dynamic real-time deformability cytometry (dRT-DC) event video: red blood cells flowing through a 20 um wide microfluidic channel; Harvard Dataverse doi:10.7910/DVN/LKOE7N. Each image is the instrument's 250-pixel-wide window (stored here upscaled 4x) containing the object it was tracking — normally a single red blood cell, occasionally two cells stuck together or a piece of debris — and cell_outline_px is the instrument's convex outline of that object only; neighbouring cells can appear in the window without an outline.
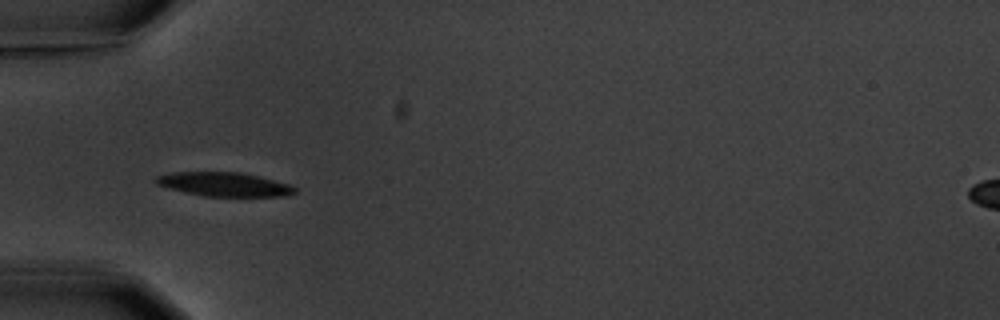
{"species": "common noctule bat (a hibernating species)", "species_latin": "Nyctalus noctula", "temperature_condition": "warm", "stored_images_in_passage": 2, "camera_frame_rate_fps": 3000, "um_per_image_px": 0.085, "animal": {"sex": "male", "body_mass_g": 20.1, "forearm_length_mm": 53.5}, "frame": {"image": 1, "passage_image": 1, "time_ms": 0.0, "image_size_px": [1000, 320], "cell_outline_px": [[296, 192], [288, 196], [204, 196], [168, 188], [156, 184], [152, 180], [156, 176], [172, 172], [240, 172], [288, 184], [296, 188]], "centroid_in_image_um": [19.0, 15.67], "position_along_channel_um": 66.0, "area_um2": 19.25}}
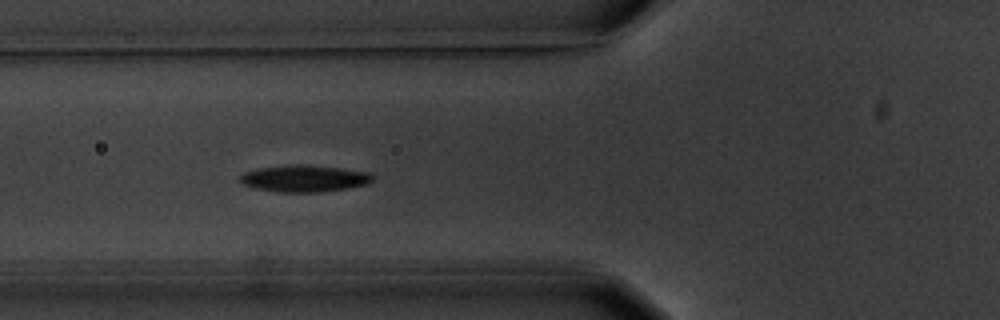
{"frame": {"image": 2, "passage_image": 2, "time_ms": 1.0, "image_size_px": [1000, 320], "cell_outline_px": [[372, 180], [368, 184], [348, 188], [320, 192], [276, 192], [256, 188], [240, 184], [236, 180], [236, 176], [244, 172], [260, 168], [288, 164], [296, 164], [340, 168], [368, 172], [372, 176]], "centroid_in_image_um": [25.77, 15.17], "position_along_channel_um": 100.0, "area_um2": 20.87}}